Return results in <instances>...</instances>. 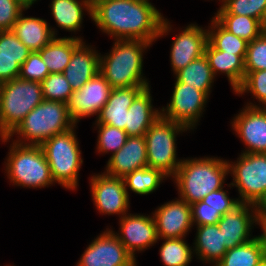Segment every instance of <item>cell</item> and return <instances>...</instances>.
<instances>
[{"label":"cell","instance_id":"cell-36","mask_svg":"<svg viewBox=\"0 0 266 266\" xmlns=\"http://www.w3.org/2000/svg\"><path fill=\"white\" fill-rule=\"evenodd\" d=\"M266 11V0H223L217 13L249 16L260 22Z\"/></svg>","mask_w":266,"mask_h":266},{"label":"cell","instance_id":"cell-4","mask_svg":"<svg viewBox=\"0 0 266 266\" xmlns=\"http://www.w3.org/2000/svg\"><path fill=\"white\" fill-rule=\"evenodd\" d=\"M75 125L68 114L66 103L43 100L8 137H1L0 140L2 144L14 141L22 145H41L47 139ZM14 135H17L15 140L12 138Z\"/></svg>","mask_w":266,"mask_h":266},{"label":"cell","instance_id":"cell-34","mask_svg":"<svg viewBox=\"0 0 266 266\" xmlns=\"http://www.w3.org/2000/svg\"><path fill=\"white\" fill-rule=\"evenodd\" d=\"M95 125V126H94ZM94 130H97L96 152L101 154H109L112 156L121 149L128 139L125 130L118 129L114 126L94 123Z\"/></svg>","mask_w":266,"mask_h":266},{"label":"cell","instance_id":"cell-43","mask_svg":"<svg viewBox=\"0 0 266 266\" xmlns=\"http://www.w3.org/2000/svg\"><path fill=\"white\" fill-rule=\"evenodd\" d=\"M23 10L15 0H0V31L12 30Z\"/></svg>","mask_w":266,"mask_h":266},{"label":"cell","instance_id":"cell-32","mask_svg":"<svg viewBox=\"0 0 266 266\" xmlns=\"http://www.w3.org/2000/svg\"><path fill=\"white\" fill-rule=\"evenodd\" d=\"M226 30L237 37L251 42L261 34V22L258 19L234 14H214L213 16Z\"/></svg>","mask_w":266,"mask_h":266},{"label":"cell","instance_id":"cell-27","mask_svg":"<svg viewBox=\"0 0 266 266\" xmlns=\"http://www.w3.org/2000/svg\"><path fill=\"white\" fill-rule=\"evenodd\" d=\"M81 36L54 37L40 51V56L49 73H63L68 65L74 49L83 41Z\"/></svg>","mask_w":266,"mask_h":266},{"label":"cell","instance_id":"cell-20","mask_svg":"<svg viewBox=\"0 0 266 266\" xmlns=\"http://www.w3.org/2000/svg\"><path fill=\"white\" fill-rule=\"evenodd\" d=\"M82 41L73 51L63 75L73 91L79 90L86 82L99 73L100 52L94 45ZM99 52V53H98Z\"/></svg>","mask_w":266,"mask_h":266},{"label":"cell","instance_id":"cell-8","mask_svg":"<svg viewBox=\"0 0 266 266\" xmlns=\"http://www.w3.org/2000/svg\"><path fill=\"white\" fill-rule=\"evenodd\" d=\"M187 131H190L187 127L160 116L144 134L147 166L171 179L183 161L177 157V136Z\"/></svg>","mask_w":266,"mask_h":266},{"label":"cell","instance_id":"cell-41","mask_svg":"<svg viewBox=\"0 0 266 266\" xmlns=\"http://www.w3.org/2000/svg\"><path fill=\"white\" fill-rule=\"evenodd\" d=\"M223 187L219 190L212 191L205 196L202 201L211 206L212 209L218 210L221 215H225L228 211L236 207L240 202L238 198H230L228 190Z\"/></svg>","mask_w":266,"mask_h":266},{"label":"cell","instance_id":"cell-1","mask_svg":"<svg viewBox=\"0 0 266 266\" xmlns=\"http://www.w3.org/2000/svg\"><path fill=\"white\" fill-rule=\"evenodd\" d=\"M91 21L110 39L145 40L152 45L173 31L172 22L150 0H97Z\"/></svg>","mask_w":266,"mask_h":266},{"label":"cell","instance_id":"cell-46","mask_svg":"<svg viewBox=\"0 0 266 266\" xmlns=\"http://www.w3.org/2000/svg\"><path fill=\"white\" fill-rule=\"evenodd\" d=\"M24 10H28L39 0H15Z\"/></svg>","mask_w":266,"mask_h":266},{"label":"cell","instance_id":"cell-24","mask_svg":"<svg viewBox=\"0 0 266 266\" xmlns=\"http://www.w3.org/2000/svg\"><path fill=\"white\" fill-rule=\"evenodd\" d=\"M196 228L193 252L198 262L215 266L228 251L218 224L194 226Z\"/></svg>","mask_w":266,"mask_h":266},{"label":"cell","instance_id":"cell-30","mask_svg":"<svg viewBox=\"0 0 266 266\" xmlns=\"http://www.w3.org/2000/svg\"><path fill=\"white\" fill-rule=\"evenodd\" d=\"M169 179L160 170L150 167H144L134 170L125 175L123 181L127 194L130 198L129 191L138 195H149L158 190L163 180Z\"/></svg>","mask_w":266,"mask_h":266},{"label":"cell","instance_id":"cell-17","mask_svg":"<svg viewBox=\"0 0 266 266\" xmlns=\"http://www.w3.org/2000/svg\"><path fill=\"white\" fill-rule=\"evenodd\" d=\"M151 214L158 239L186 238L193 229L191 206L180 198L165 202Z\"/></svg>","mask_w":266,"mask_h":266},{"label":"cell","instance_id":"cell-25","mask_svg":"<svg viewBox=\"0 0 266 266\" xmlns=\"http://www.w3.org/2000/svg\"><path fill=\"white\" fill-rule=\"evenodd\" d=\"M49 8L56 27L74 35L81 31L85 13L92 19V3L89 0H51Z\"/></svg>","mask_w":266,"mask_h":266},{"label":"cell","instance_id":"cell-38","mask_svg":"<svg viewBox=\"0 0 266 266\" xmlns=\"http://www.w3.org/2000/svg\"><path fill=\"white\" fill-rule=\"evenodd\" d=\"M245 76L249 72L266 70V34L248 42L244 59Z\"/></svg>","mask_w":266,"mask_h":266},{"label":"cell","instance_id":"cell-2","mask_svg":"<svg viewBox=\"0 0 266 266\" xmlns=\"http://www.w3.org/2000/svg\"><path fill=\"white\" fill-rule=\"evenodd\" d=\"M229 175L228 160L221 157L204 156L183 158L174 181L178 198L189 205L201 201L212 191L225 187Z\"/></svg>","mask_w":266,"mask_h":266},{"label":"cell","instance_id":"cell-14","mask_svg":"<svg viewBox=\"0 0 266 266\" xmlns=\"http://www.w3.org/2000/svg\"><path fill=\"white\" fill-rule=\"evenodd\" d=\"M112 89L99 72L79 90L73 91L67 102L68 114L72 121L77 125L84 118L95 115L98 117Z\"/></svg>","mask_w":266,"mask_h":266},{"label":"cell","instance_id":"cell-19","mask_svg":"<svg viewBox=\"0 0 266 266\" xmlns=\"http://www.w3.org/2000/svg\"><path fill=\"white\" fill-rule=\"evenodd\" d=\"M105 166V174L121 178L134 170L147 167L145 137L129 136L121 149L110 156Z\"/></svg>","mask_w":266,"mask_h":266},{"label":"cell","instance_id":"cell-6","mask_svg":"<svg viewBox=\"0 0 266 266\" xmlns=\"http://www.w3.org/2000/svg\"><path fill=\"white\" fill-rule=\"evenodd\" d=\"M7 179L20 188H45L56 184L40 145H22L12 141L4 161Z\"/></svg>","mask_w":266,"mask_h":266},{"label":"cell","instance_id":"cell-16","mask_svg":"<svg viewBox=\"0 0 266 266\" xmlns=\"http://www.w3.org/2000/svg\"><path fill=\"white\" fill-rule=\"evenodd\" d=\"M182 28L172 39L170 47V65L174 75L192 61L202 57L208 43L206 26L203 28L191 23Z\"/></svg>","mask_w":266,"mask_h":266},{"label":"cell","instance_id":"cell-33","mask_svg":"<svg viewBox=\"0 0 266 266\" xmlns=\"http://www.w3.org/2000/svg\"><path fill=\"white\" fill-rule=\"evenodd\" d=\"M186 238L158 239L164 242L160 246L159 255L164 266H189L194 252Z\"/></svg>","mask_w":266,"mask_h":266},{"label":"cell","instance_id":"cell-48","mask_svg":"<svg viewBox=\"0 0 266 266\" xmlns=\"http://www.w3.org/2000/svg\"><path fill=\"white\" fill-rule=\"evenodd\" d=\"M261 31L263 34H266V11H265L264 16L261 20Z\"/></svg>","mask_w":266,"mask_h":266},{"label":"cell","instance_id":"cell-45","mask_svg":"<svg viewBox=\"0 0 266 266\" xmlns=\"http://www.w3.org/2000/svg\"><path fill=\"white\" fill-rule=\"evenodd\" d=\"M254 206L258 222L266 223V191Z\"/></svg>","mask_w":266,"mask_h":266},{"label":"cell","instance_id":"cell-12","mask_svg":"<svg viewBox=\"0 0 266 266\" xmlns=\"http://www.w3.org/2000/svg\"><path fill=\"white\" fill-rule=\"evenodd\" d=\"M76 266H137V260L106 228L88 244Z\"/></svg>","mask_w":266,"mask_h":266},{"label":"cell","instance_id":"cell-35","mask_svg":"<svg viewBox=\"0 0 266 266\" xmlns=\"http://www.w3.org/2000/svg\"><path fill=\"white\" fill-rule=\"evenodd\" d=\"M250 93L251 98L256 99L258 104L253 102H246L244 105L253 107H266V70H259L249 72L241 86L234 92L238 96Z\"/></svg>","mask_w":266,"mask_h":266},{"label":"cell","instance_id":"cell-44","mask_svg":"<svg viewBox=\"0 0 266 266\" xmlns=\"http://www.w3.org/2000/svg\"><path fill=\"white\" fill-rule=\"evenodd\" d=\"M24 62L23 57L0 56V84L17 78Z\"/></svg>","mask_w":266,"mask_h":266},{"label":"cell","instance_id":"cell-31","mask_svg":"<svg viewBox=\"0 0 266 266\" xmlns=\"http://www.w3.org/2000/svg\"><path fill=\"white\" fill-rule=\"evenodd\" d=\"M207 26L208 42L216 49L226 53H236L245 59L248 42L226 30L214 17Z\"/></svg>","mask_w":266,"mask_h":266},{"label":"cell","instance_id":"cell-10","mask_svg":"<svg viewBox=\"0 0 266 266\" xmlns=\"http://www.w3.org/2000/svg\"><path fill=\"white\" fill-rule=\"evenodd\" d=\"M172 96L166 107H162L161 116L187 127L190 132L199 125L209 97L195 87L174 81Z\"/></svg>","mask_w":266,"mask_h":266},{"label":"cell","instance_id":"cell-28","mask_svg":"<svg viewBox=\"0 0 266 266\" xmlns=\"http://www.w3.org/2000/svg\"><path fill=\"white\" fill-rule=\"evenodd\" d=\"M175 79L203 91L208 97H210L214 81H216L205 54L178 71L175 74Z\"/></svg>","mask_w":266,"mask_h":266},{"label":"cell","instance_id":"cell-5","mask_svg":"<svg viewBox=\"0 0 266 266\" xmlns=\"http://www.w3.org/2000/svg\"><path fill=\"white\" fill-rule=\"evenodd\" d=\"M76 128L77 125L40 145L54 182L70 191L77 190L79 186V172L84 162Z\"/></svg>","mask_w":266,"mask_h":266},{"label":"cell","instance_id":"cell-15","mask_svg":"<svg viewBox=\"0 0 266 266\" xmlns=\"http://www.w3.org/2000/svg\"><path fill=\"white\" fill-rule=\"evenodd\" d=\"M231 127L244 144L241 153H266V107L245 105L232 118Z\"/></svg>","mask_w":266,"mask_h":266},{"label":"cell","instance_id":"cell-21","mask_svg":"<svg viewBox=\"0 0 266 266\" xmlns=\"http://www.w3.org/2000/svg\"><path fill=\"white\" fill-rule=\"evenodd\" d=\"M149 86L113 88L109 99L96 117L94 123H103L124 130L127 112L135 97Z\"/></svg>","mask_w":266,"mask_h":266},{"label":"cell","instance_id":"cell-22","mask_svg":"<svg viewBox=\"0 0 266 266\" xmlns=\"http://www.w3.org/2000/svg\"><path fill=\"white\" fill-rule=\"evenodd\" d=\"M23 10L12 31L17 38L32 52L40 51L54 37H58L57 28L50 26L47 20L39 17L25 16Z\"/></svg>","mask_w":266,"mask_h":266},{"label":"cell","instance_id":"cell-40","mask_svg":"<svg viewBox=\"0 0 266 266\" xmlns=\"http://www.w3.org/2000/svg\"><path fill=\"white\" fill-rule=\"evenodd\" d=\"M31 52L12 30L0 31V56L23 57L26 60Z\"/></svg>","mask_w":266,"mask_h":266},{"label":"cell","instance_id":"cell-23","mask_svg":"<svg viewBox=\"0 0 266 266\" xmlns=\"http://www.w3.org/2000/svg\"><path fill=\"white\" fill-rule=\"evenodd\" d=\"M151 86L143 89L132 101L127 112L125 131L128 136H144L151 125L161 116V109L155 108Z\"/></svg>","mask_w":266,"mask_h":266},{"label":"cell","instance_id":"cell-29","mask_svg":"<svg viewBox=\"0 0 266 266\" xmlns=\"http://www.w3.org/2000/svg\"><path fill=\"white\" fill-rule=\"evenodd\" d=\"M265 259L264 244L258 235L229 249L215 266H258Z\"/></svg>","mask_w":266,"mask_h":266},{"label":"cell","instance_id":"cell-47","mask_svg":"<svg viewBox=\"0 0 266 266\" xmlns=\"http://www.w3.org/2000/svg\"><path fill=\"white\" fill-rule=\"evenodd\" d=\"M260 229L262 234L259 236L261 237L263 244H264V252H265V258H266V223H259Z\"/></svg>","mask_w":266,"mask_h":266},{"label":"cell","instance_id":"cell-26","mask_svg":"<svg viewBox=\"0 0 266 266\" xmlns=\"http://www.w3.org/2000/svg\"><path fill=\"white\" fill-rule=\"evenodd\" d=\"M205 56L209 61L213 75L217 77L218 74H224L232 91L235 92L245 78L244 60L236 53L216 50L209 42L205 47Z\"/></svg>","mask_w":266,"mask_h":266},{"label":"cell","instance_id":"cell-50","mask_svg":"<svg viewBox=\"0 0 266 266\" xmlns=\"http://www.w3.org/2000/svg\"><path fill=\"white\" fill-rule=\"evenodd\" d=\"M92 4L95 2V1H97V0H89Z\"/></svg>","mask_w":266,"mask_h":266},{"label":"cell","instance_id":"cell-42","mask_svg":"<svg viewBox=\"0 0 266 266\" xmlns=\"http://www.w3.org/2000/svg\"><path fill=\"white\" fill-rule=\"evenodd\" d=\"M190 206L193 226L217 224L222 217L218 210L212 209L211 206L202 200Z\"/></svg>","mask_w":266,"mask_h":266},{"label":"cell","instance_id":"cell-7","mask_svg":"<svg viewBox=\"0 0 266 266\" xmlns=\"http://www.w3.org/2000/svg\"><path fill=\"white\" fill-rule=\"evenodd\" d=\"M43 100L41 82L17 77L0 84V138L8 137Z\"/></svg>","mask_w":266,"mask_h":266},{"label":"cell","instance_id":"cell-37","mask_svg":"<svg viewBox=\"0 0 266 266\" xmlns=\"http://www.w3.org/2000/svg\"><path fill=\"white\" fill-rule=\"evenodd\" d=\"M41 86L43 99L48 101H60L67 104L73 93L63 73H50L41 82Z\"/></svg>","mask_w":266,"mask_h":266},{"label":"cell","instance_id":"cell-13","mask_svg":"<svg viewBox=\"0 0 266 266\" xmlns=\"http://www.w3.org/2000/svg\"><path fill=\"white\" fill-rule=\"evenodd\" d=\"M130 213L119 219V231L110 230L136 259V253L144 252L158 243L156 223L153 215Z\"/></svg>","mask_w":266,"mask_h":266},{"label":"cell","instance_id":"cell-11","mask_svg":"<svg viewBox=\"0 0 266 266\" xmlns=\"http://www.w3.org/2000/svg\"><path fill=\"white\" fill-rule=\"evenodd\" d=\"M89 186L95 209L101 215H126L130 208L123 178L101 173H94L89 178Z\"/></svg>","mask_w":266,"mask_h":266},{"label":"cell","instance_id":"cell-9","mask_svg":"<svg viewBox=\"0 0 266 266\" xmlns=\"http://www.w3.org/2000/svg\"><path fill=\"white\" fill-rule=\"evenodd\" d=\"M229 176L238 191V200L255 205L266 191V153H241L237 160L229 161Z\"/></svg>","mask_w":266,"mask_h":266},{"label":"cell","instance_id":"cell-18","mask_svg":"<svg viewBox=\"0 0 266 266\" xmlns=\"http://www.w3.org/2000/svg\"><path fill=\"white\" fill-rule=\"evenodd\" d=\"M217 224L222 232L223 242L229 250L256 237L252 236V230H254V226L259 225V222L255 206L240 202L232 210L222 215Z\"/></svg>","mask_w":266,"mask_h":266},{"label":"cell","instance_id":"cell-49","mask_svg":"<svg viewBox=\"0 0 266 266\" xmlns=\"http://www.w3.org/2000/svg\"><path fill=\"white\" fill-rule=\"evenodd\" d=\"M258 266H266V258Z\"/></svg>","mask_w":266,"mask_h":266},{"label":"cell","instance_id":"cell-39","mask_svg":"<svg viewBox=\"0 0 266 266\" xmlns=\"http://www.w3.org/2000/svg\"><path fill=\"white\" fill-rule=\"evenodd\" d=\"M49 74L48 67L41 58L39 51H34L21 65L18 77L24 80L42 82Z\"/></svg>","mask_w":266,"mask_h":266},{"label":"cell","instance_id":"cell-3","mask_svg":"<svg viewBox=\"0 0 266 266\" xmlns=\"http://www.w3.org/2000/svg\"><path fill=\"white\" fill-rule=\"evenodd\" d=\"M113 41L109 52L100 53L99 72L109 85L112 88L150 86L143 73V57L152 44L145 40Z\"/></svg>","mask_w":266,"mask_h":266}]
</instances>
